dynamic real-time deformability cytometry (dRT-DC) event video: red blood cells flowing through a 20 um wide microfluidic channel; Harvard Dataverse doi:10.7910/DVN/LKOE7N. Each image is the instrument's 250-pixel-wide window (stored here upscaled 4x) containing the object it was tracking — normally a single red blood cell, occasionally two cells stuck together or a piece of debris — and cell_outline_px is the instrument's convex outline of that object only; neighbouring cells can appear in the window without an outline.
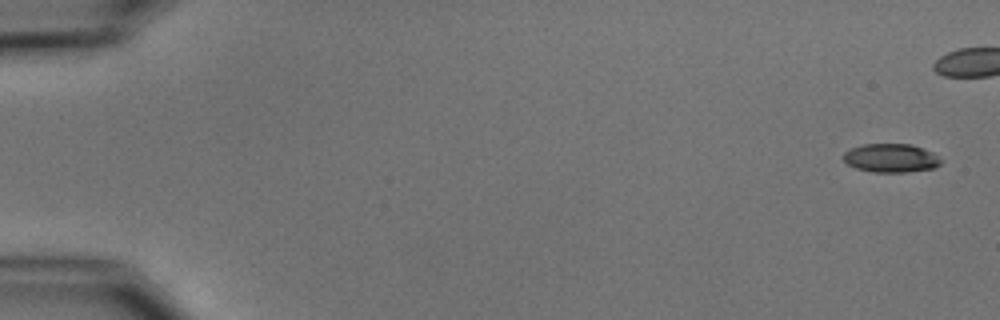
{"species": "common noctule bat (a hibernating species)", "species_latin": "Nyctalus noctula", "temperature_condition": "cold", "stored_images_in_passage": 7, "camera_frame_rate_fps": 3000, "um_per_image_px": 0.085, "animal": {"sex": "male", "body_mass_g": 15.6}, "frame": {"image": 1, "passage_image": 1, "time_ms": 0.0, "image_size_px": [1000, 320], "cell_outline_px": [[940, 164], [936, 168], [908, 172], [872, 172], [856, 168], [848, 164], [844, 160], [844, 152], [852, 148], [864, 144], [912, 144], [924, 148], [932, 152], [940, 160]], "centroid_in_image_um": [75.75, 13.44], "position_along_channel_um": 9.3, "area_um2": 16.24}}